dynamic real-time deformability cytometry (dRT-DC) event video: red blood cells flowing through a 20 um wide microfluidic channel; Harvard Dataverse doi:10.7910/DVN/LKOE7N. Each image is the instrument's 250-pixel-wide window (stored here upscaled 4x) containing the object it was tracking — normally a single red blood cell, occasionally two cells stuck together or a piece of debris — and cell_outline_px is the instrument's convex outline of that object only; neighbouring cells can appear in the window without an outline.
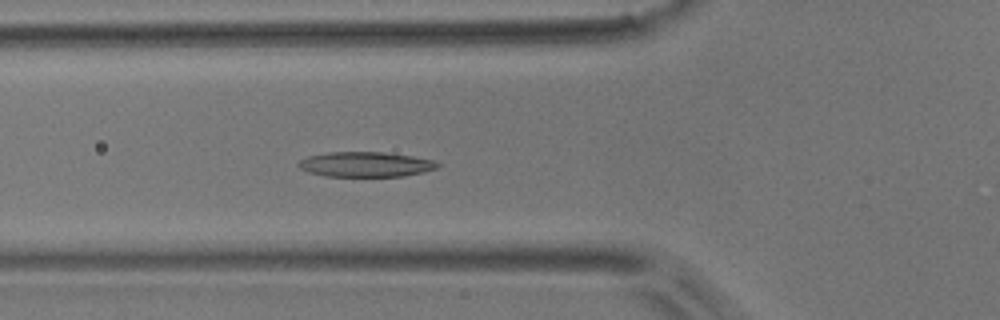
{"species": "common noctule bat (a hibernating species)", "species_latin": "Nyctalus noctula", "temperature_condition": "room temperature", "stored_images_in_passage": 6, "camera_frame_rate_fps": 3000, "um_per_image_px": 0.085, "animal": {"sex": "male", "body_mass_g": 17.9}, "frame": {"image": 1, "passage_image": 6, "time_ms": 5.667, "image_size_px": [1000, 320], "cell_outline_px": [[440, 168], [424, 172], [404, 176], [328, 176], [308, 172], [300, 168], [296, 164], [300, 160], [308, 156], [328, 152], [384, 152], [412, 156], [432, 160], [440, 164]], "centroid_in_image_um": [31.09, 13.97], "position_along_channel_um": 94.7, "area_um2": 20.29}}